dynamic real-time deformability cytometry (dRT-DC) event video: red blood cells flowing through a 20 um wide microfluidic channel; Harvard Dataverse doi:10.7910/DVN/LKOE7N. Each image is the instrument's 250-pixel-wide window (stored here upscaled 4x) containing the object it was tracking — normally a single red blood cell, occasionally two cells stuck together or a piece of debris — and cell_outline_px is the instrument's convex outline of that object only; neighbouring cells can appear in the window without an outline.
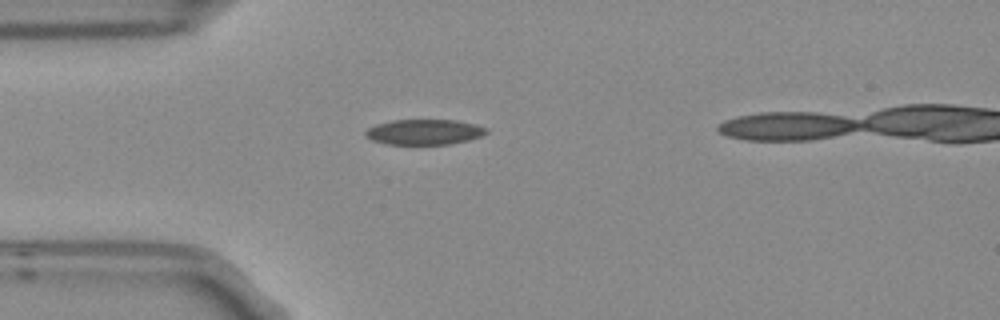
{"species": "Egyptian fruit bat (a non-hibernating species)", "species_latin": "Rousettus aegyptiacus", "temperature_condition": "room temperature", "stored_images_in_passage": 2, "camera_frame_rate_fps": 3000, "um_per_image_px": 0.085, "frame": {"image": 1, "passage_image": 1, "time_ms": 0.0, "image_size_px": [1000, 320], "cell_outline_px": [[488, 132], [480, 136], [468, 140], [448, 144], [384, 144], [372, 140], [364, 136], [364, 132], [368, 128], [376, 124], [392, 120], [456, 120], [476, 124], [488, 128]], "centroid_in_image_um": [36.04, 11.21], "position_along_channel_um": 49.0, "area_um2": 17.92}}